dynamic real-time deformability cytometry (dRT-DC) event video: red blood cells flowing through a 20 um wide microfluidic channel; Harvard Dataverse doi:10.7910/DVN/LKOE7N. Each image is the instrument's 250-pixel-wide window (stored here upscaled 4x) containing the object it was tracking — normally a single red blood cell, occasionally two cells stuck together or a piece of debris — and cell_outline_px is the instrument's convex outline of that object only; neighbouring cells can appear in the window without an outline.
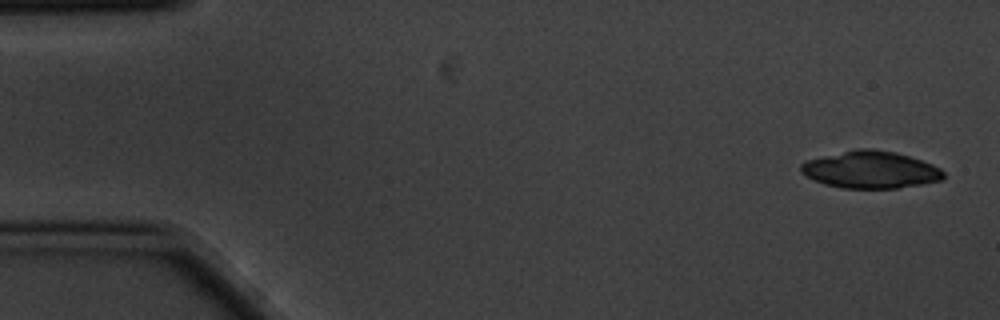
{"species": "common noctule bat (a hibernating species)", "species_latin": "Nyctalus noctula", "temperature_condition": "cold", "stored_images_in_passage": 6, "segment_of_instrument_passage": [2, 2], "camera_frame_rate_fps": 3000, "um_per_image_px": 0.085, "animal": {"sex": "male", "body_mass_g": 20.1, "forearm_length_mm": 53.5}, "frame": {"image": 1, "passage_image": 6, "time_ms": 1.667, "image_size_px": [1000, 320], "cell_outline_px": [[944, 176], [940, 180], [920, 184], [896, 188], [840, 188], [824, 184], [812, 180], [800, 172], [800, 164], [804, 160], [856, 148], [872, 148], [896, 152], [932, 164], [940, 168], [944, 172]], "centroid_in_image_um": [73.93, 14.42], "position_along_channel_um": 11.1, "area_um2": 31.04}}